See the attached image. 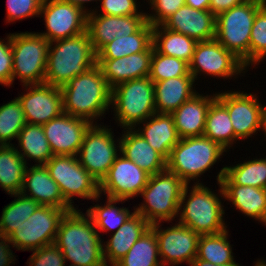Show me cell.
I'll return each instance as SVG.
<instances>
[{
    "label": "cell",
    "instance_id": "obj_26",
    "mask_svg": "<svg viewBox=\"0 0 266 266\" xmlns=\"http://www.w3.org/2000/svg\"><path fill=\"white\" fill-rule=\"evenodd\" d=\"M151 227V224L135 212L111 237L103 242V256L107 266H114L134 243Z\"/></svg>",
    "mask_w": 266,
    "mask_h": 266
},
{
    "label": "cell",
    "instance_id": "obj_51",
    "mask_svg": "<svg viewBox=\"0 0 266 266\" xmlns=\"http://www.w3.org/2000/svg\"><path fill=\"white\" fill-rule=\"evenodd\" d=\"M190 266H241L240 264L236 263V261L234 263H227V264H223V265H217V264H212L210 262L204 261L202 259H198V258H194L191 263Z\"/></svg>",
    "mask_w": 266,
    "mask_h": 266
},
{
    "label": "cell",
    "instance_id": "obj_43",
    "mask_svg": "<svg viewBox=\"0 0 266 266\" xmlns=\"http://www.w3.org/2000/svg\"><path fill=\"white\" fill-rule=\"evenodd\" d=\"M43 0H7L6 22L40 17Z\"/></svg>",
    "mask_w": 266,
    "mask_h": 266
},
{
    "label": "cell",
    "instance_id": "obj_8",
    "mask_svg": "<svg viewBox=\"0 0 266 266\" xmlns=\"http://www.w3.org/2000/svg\"><path fill=\"white\" fill-rule=\"evenodd\" d=\"M111 108L121 128L140 126L141 122L156 113L154 82L149 77H143L117 85L112 89Z\"/></svg>",
    "mask_w": 266,
    "mask_h": 266
},
{
    "label": "cell",
    "instance_id": "obj_24",
    "mask_svg": "<svg viewBox=\"0 0 266 266\" xmlns=\"http://www.w3.org/2000/svg\"><path fill=\"white\" fill-rule=\"evenodd\" d=\"M220 184L224 200L231 202L245 216L266 225V189L236 185L225 174Z\"/></svg>",
    "mask_w": 266,
    "mask_h": 266
},
{
    "label": "cell",
    "instance_id": "obj_27",
    "mask_svg": "<svg viewBox=\"0 0 266 266\" xmlns=\"http://www.w3.org/2000/svg\"><path fill=\"white\" fill-rule=\"evenodd\" d=\"M141 123L143 128L138 127L134 130L167 161L172 148L180 140L173 115L156 112Z\"/></svg>",
    "mask_w": 266,
    "mask_h": 266
},
{
    "label": "cell",
    "instance_id": "obj_35",
    "mask_svg": "<svg viewBox=\"0 0 266 266\" xmlns=\"http://www.w3.org/2000/svg\"><path fill=\"white\" fill-rule=\"evenodd\" d=\"M226 175L234 184L266 189V156L253 158L233 166H224L217 174V183Z\"/></svg>",
    "mask_w": 266,
    "mask_h": 266
},
{
    "label": "cell",
    "instance_id": "obj_38",
    "mask_svg": "<svg viewBox=\"0 0 266 266\" xmlns=\"http://www.w3.org/2000/svg\"><path fill=\"white\" fill-rule=\"evenodd\" d=\"M228 229L217 233L200 235L196 258L210 262L213 265L234 263L235 259L231 244L228 241Z\"/></svg>",
    "mask_w": 266,
    "mask_h": 266
},
{
    "label": "cell",
    "instance_id": "obj_33",
    "mask_svg": "<svg viewBox=\"0 0 266 266\" xmlns=\"http://www.w3.org/2000/svg\"><path fill=\"white\" fill-rule=\"evenodd\" d=\"M26 167L14 145H0V187L8 195L20 193Z\"/></svg>",
    "mask_w": 266,
    "mask_h": 266
},
{
    "label": "cell",
    "instance_id": "obj_37",
    "mask_svg": "<svg viewBox=\"0 0 266 266\" xmlns=\"http://www.w3.org/2000/svg\"><path fill=\"white\" fill-rule=\"evenodd\" d=\"M114 266H163L155 232L149 228Z\"/></svg>",
    "mask_w": 266,
    "mask_h": 266
},
{
    "label": "cell",
    "instance_id": "obj_41",
    "mask_svg": "<svg viewBox=\"0 0 266 266\" xmlns=\"http://www.w3.org/2000/svg\"><path fill=\"white\" fill-rule=\"evenodd\" d=\"M180 76H192L189 64L173 56L158 53L153 47L149 78L155 83Z\"/></svg>",
    "mask_w": 266,
    "mask_h": 266
},
{
    "label": "cell",
    "instance_id": "obj_23",
    "mask_svg": "<svg viewBox=\"0 0 266 266\" xmlns=\"http://www.w3.org/2000/svg\"><path fill=\"white\" fill-rule=\"evenodd\" d=\"M153 52H140L117 59H97L109 87L129 80L149 77Z\"/></svg>",
    "mask_w": 266,
    "mask_h": 266
},
{
    "label": "cell",
    "instance_id": "obj_45",
    "mask_svg": "<svg viewBox=\"0 0 266 266\" xmlns=\"http://www.w3.org/2000/svg\"><path fill=\"white\" fill-rule=\"evenodd\" d=\"M28 266H66L65 258L55 243L32 251Z\"/></svg>",
    "mask_w": 266,
    "mask_h": 266
},
{
    "label": "cell",
    "instance_id": "obj_50",
    "mask_svg": "<svg viewBox=\"0 0 266 266\" xmlns=\"http://www.w3.org/2000/svg\"><path fill=\"white\" fill-rule=\"evenodd\" d=\"M186 5L197 10H209L210 0H185Z\"/></svg>",
    "mask_w": 266,
    "mask_h": 266
},
{
    "label": "cell",
    "instance_id": "obj_29",
    "mask_svg": "<svg viewBox=\"0 0 266 266\" xmlns=\"http://www.w3.org/2000/svg\"><path fill=\"white\" fill-rule=\"evenodd\" d=\"M193 76H180L154 83L155 110L172 114L196 93ZM194 86V87H193ZM194 88V89H193Z\"/></svg>",
    "mask_w": 266,
    "mask_h": 266
},
{
    "label": "cell",
    "instance_id": "obj_1",
    "mask_svg": "<svg viewBox=\"0 0 266 266\" xmlns=\"http://www.w3.org/2000/svg\"><path fill=\"white\" fill-rule=\"evenodd\" d=\"M54 243L72 265L107 266L101 235L91 218L79 209L67 212L61 219Z\"/></svg>",
    "mask_w": 266,
    "mask_h": 266
},
{
    "label": "cell",
    "instance_id": "obj_4",
    "mask_svg": "<svg viewBox=\"0 0 266 266\" xmlns=\"http://www.w3.org/2000/svg\"><path fill=\"white\" fill-rule=\"evenodd\" d=\"M95 64L97 54L86 31L50 42L44 83L61 88Z\"/></svg>",
    "mask_w": 266,
    "mask_h": 266
},
{
    "label": "cell",
    "instance_id": "obj_18",
    "mask_svg": "<svg viewBox=\"0 0 266 266\" xmlns=\"http://www.w3.org/2000/svg\"><path fill=\"white\" fill-rule=\"evenodd\" d=\"M27 93L18 95L22 104L26 123L43 125L64 113L63 97L59 87L50 84H28Z\"/></svg>",
    "mask_w": 266,
    "mask_h": 266
},
{
    "label": "cell",
    "instance_id": "obj_48",
    "mask_svg": "<svg viewBox=\"0 0 266 266\" xmlns=\"http://www.w3.org/2000/svg\"><path fill=\"white\" fill-rule=\"evenodd\" d=\"M10 247L13 246L9 240V236L0 233V266H10V264H15L16 258Z\"/></svg>",
    "mask_w": 266,
    "mask_h": 266
},
{
    "label": "cell",
    "instance_id": "obj_13",
    "mask_svg": "<svg viewBox=\"0 0 266 266\" xmlns=\"http://www.w3.org/2000/svg\"><path fill=\"white\" fill-rule=\"evenodd\" d=\"M216 98L227 108L234 130L235 141L252 137L257 131H265L266 106L254 93L244 91L217 92Z\"/></svg>",
    "mask_w": 266,
    "mask_h": 266
},
{
    "label": "cell",
    "instance_id": "obj_12",
    "mask_svg": "<svg viewBox=\"0 0 266 266\" xmlns=\"http://www.w3.org/2000/svg\"><path fill=\"white\" fill-rule=\"evenodd\" d=\"M66 213L65 209L40 205L9 235L13 248L18 251H33L53 244L61 219Z\"/></svg>",
    "mask_w": 266,
    "mask_h": 266
},
{
    "label": "cell",
    "instance_id": "obj_11",
    "mask_svg": "<svg viewBox=\"0 0 266 266\" xmlns=\"http://www.w3.org/2000/svg\"><path fill=\"white\" fill-rule=\"evenodd\" d=\"M112 130L108 126L92 124L86 131L77 154L79 163L99 183L107 175L116 157L120 154V138L114 139ZM115 140H117L116 143L118 142L117 145Z\"/></svg>",
    "mask_w": 266,
    "mask_h": 266
},
{
    "label": "cell",
    "instance_id": "obj_42",
    "mask_svg": "<svg viewBox=\"0 0 266 266\" xmlns=\"http://www.w3.org/2000/svg\"><path fill=\"white\" fill-rule=\"evenodd\" d=\"M266 56V2L259 8L250 34V65H259Z\"/></svg>",
    "mask_w": 266,
    "mask_h": 266
},
{
    "label": "cell",
    "instance_id": "obj_40",
    "mask_svg": "<svg viewBox=\"0 0 266 266\" xmlns=\"http://www.w3.org/2000/svg\"><path fill=\"white\" fill-rule=\"evenodd\" d=\"M26 124L22 104L18 97L0 106V145H14L12 140Z\"/></svg>",
    "mask_w": 266,
    "mask_h": 266
},
{
    "label": "cell",
    "instance_id": "obj_49",
    "mask_svg": "<svg viewBox=\"0 0 266 266\" xmlns=\"http://www.w3.org/2000/svg\"><path fill=\"white\" fill-rule=\"evenodd\" d=\"M246 0H210L209 10L217 16L218 14L244 3Z\"/></svg>",
    "mask_w": 266,
    "mask_h": 266
},
{
    "label": "cell",
    "instance_id": "obj_39",
    "mask_svg": "<svg viewBox=\"0 0 266 266\" xmlns=\"http://www.w3.org/2000/svg\"><path fill=\"white\" fill-rule=\"evenodd\" d=\"M14 201L5 206L0 218V233L9 236L16 230L30 215L40 206V204L21 193L11 194Z\"/></svg>",
    "mask_w": 266,
    "mask_h": 266
},
{
    "label": "cell",
    "instance_id": "obj_10",
    "mask_svg": "<svg viewBox=\"0 0 266 266\" xmlns=\"http://www.w3.org/2000/svg\"><path fill=\"white\" fill-rule=\"evenodd\" d=\"M64 200L73 208L75 196L99 201V182L79 163L77 156L53 155L45 164ZM73 201V202H72Z\"/></svg>",
    "mask_w": 266,
    "mask_h": 266
},
{
    "label": "cell",
    "instance_id": "obj_47",
    "mask_svg": "<svg viewBox=\"0 0 266 266\" xmlns=\"http://www.w3.org/2000/svg\"><path fill=\"white\" fill-rule=\"evenodd\" d=\"M5 40L0 38V83L3 86L9 87L12 85L13 73V54L10 33L6 36Z\"/></svg>",
    "mask_w": 266,
    "mask_h": 266
},
{
    "label": "cell",
    "instance_id": "obj_52",
    "mask_svg": "<svg viewBox=\"0 0 266 266\" xmlns=\"http://www.w3.org/2000/svg\"><path fill=\"white\" fill-rule=\"evenodd\" d=\"M61 1L76 5L77 7L83 9L84 11H86L87 13H90L91 10L86 9V6H84V5H86L85 3H90L91 1L92 2L96 1V3H97V1L100 2V0H61Z\"/></svg>",
    "mask_w": 266,
    "mask_h": 266
},
{
    "label": "cell",
    "instance_id": "obj_14",
    "mask_svg": "<svg viewBox=\"0 0 266 266\" xmlns=\"http://www.w3.org/2000/svg\"><path fill=\"white\" fill-rule=\"evenodd\" d=\"M245 70L247 71V68L242 61L216 39L197 42L193 58L189 63V72L195 81L199 74V76L207 74V76L227 80V78L241 76V73L245 75Z\"/></svg>",
    "mask_w": 266,
    "mask_h": 266
},
{
    "label": "cell",
    "instance_id": "obj_6",
    "mask_svg": "<svg viewBox=\"0 0 266 266\" xmlns=\"http://www.w3.org/2000/svg\"><path fill=\"white\" fill-rule=\"evenodd\" d=\"M185 183L167 169L150 175L147 185L140 196L143 203L133 206L134 211L142 215L151 225L159 222H171L178 218L181 195Z\"/></svg>",
    "mask_w": 266,
    "mask_h": 266
},
{
    "label": "cell",
    "instance_id": "obj_31",
    "mask_svg": "<svg viewBox=\"0 0 266 266\" xmlns=\"http://www.w3.org/2000/svg\"><path fill=\"white\" fill-rule=\"evenodd\" d=\"M17 140L18 146L15 148L26 165L27 159L30 161L33 159L36 162L34 165H45L53 156L42 125L26 123L18 134Z\"/></svg>",
    "mask_w": 266,
    "mask_h": 266
},
{
    "label": "cell",
    "instance_id": "obj_7",
    "mask_svg": "<svg viewBox=\"0 0 266 266\" xmlns=\"http://www.w3.org/2000/svg\"><path fill=\"white\" fill-rule=\"evenodd\" d=\"M266 0H246L216 16L215 39L247 68L250 66V34L256 13Z\"/></svg>",
    "mask_w": 266,
    "mask_h": 266
},
{
    "label": "cell",
    "instance_id": "obj_2",
    "mask_svg": "<svg viewBox=\"0 0 266 266\" xmlns=\"http://www.w3.org/2000/svg\"><path fill=\"white\" fill-rule=\"evenodd\" d=\"M60 89L64 113L84 118L92 124H97L94 120H101L111 106L112 89L98 64L73 77Z\"/></svg>",
    "mask_w": 266,
    "mask_h": 266
},
{
    "label": "cell",
    "instance_id": "obj_32",
    "mask_svg": "<svg viewBox=\"0 0 266 266\" xmlns=\"http://www.w3.org/2000/svg\"><path fill=\"white\" fill-rule=\"evenodd\" d=\"M196 44L195 39L169 30L163 25L153 26V47L158 53L173 56L189 64Z\"/></svg>",
    "mask_w": 266,
    "mask_h": 266
},
{
    "label": "cell",
    "instance_id": "obj_22",
    "mask_svg": "<svg viewBox=\"0 0 266 266\" xmlns=\"http://www.w3.org/2000/svg\"><path fill=\"white\" fill-rule=\"evenodd\" d=\"M20 193L43 206L65 209L67 212L74 210L64 200L58 184L51 178L45 165H30V168L27 165Z\"/></svg>",
    "mask_w": 266,
    "mask_h": 266
},
{
    "label": "cell",
    "instance_id": "obj_28",
    "mask_svg": "<svg viewBox=\"0 0 266 266\" xmlns=\"http://www.w3.org/2000/svg\"><path fill=\"white\" fill-rule=\"evenodd\" d=\"M120 137V153L148 174L166 170V160L134 128H125Z\"/></svg>",
    "mask_w": 266,
    "mask_h": 266
},
{
    "label": "cell",
    "instance_id": "obj_3",
    "mask_svg": "<svg viewBox=\"0 0 266 266\" xmlns=\"http://www.w3.org/2000/svg\"><path fill=\"white\" fill-rule=\"evenodd\" d=\"M217 184L220 188L218 195L201 182L193 184L192 188L186 184L181 195L178 223L199 235L217 234L226 230L223 219L225 210L220 198H224V191L220 182Z\"/></svg>",
    "mask_w": 266,
    "mask_h": 266
},
{
    "label": "cell",
    "instance_id": "obj_36",
    "mask_svg": "<svg viewBox=\"0 0 266 266\" xmlns=\"http://www.w3.org/2000/svg\"><path fill=\"white\" fill-rule=\"evenodd\" d=\"M106 199V204L100 206L97 203L86 210V214L91 218L98 233L99 231L107 233L114 229L113 232H116L135 213V211L130 212L127 207L116 206V204L120 202L122 204L128 200L108 197Z\"/></svg>",
    "mask_w": 266,
    "mask_h": 266
},
{
    "label": "cell",
    "instance_id": "obj_54",
    "mask_svg": "<svg viewBox=\"0 0 266 266\" xmlns=\"http://www.w3.org/2000/svg\"><path fill=\"white\" fill-rule=\"evenodd\" d=\"M264 134L266 136V116H265V131H264Z\"/></svg>",
    "mask_w": 266,
    "mask_h": 266
},
{
    "label": "cell",
    "instance_id": "obj_16",
    "mask_svg": "<svg viewBox=\"0 0 266 266\" xmlns=\"http://www.w3.org/2000/svg\"><path fill=\"white\" fill-rule=\"evenodd\" d=\"M149 177L150 174L120 153L99 183V191L108 198L129 200L140 196Z\"/></svg>",
    "mask_w": 266,
    "mask_h": 266
},
{
    "label": "cell",
    "instance_id": "obj_20",
    "mask_svg": "<svg viewBox=\"0 0 266 266\" xmlns=\"http://www.w3.org/2000/svg\"><path fill=\"white\" fill-rule=\"evenodd\" d=\"M146 22V15L88 14L86 32L97 54L115 38L136 33Z\"/></svg>",
    "mask_w": 266,
    "mask_h": 266
},
{
    "label": "cell",
    "instance_id": "obj_9",
    "mask_svg": "<svg viewBox=\"0 0 266 266\" xmlns=\"http://www.w3.org/2000/svg\"><path fill=\"white\" fill-rule=\"evenodd\" d=\"M49 45L37 32L11 33L12 85L16 78L22 85L44 83Z\"/></svg>",
    "mask_w": 266,
    "mask_h": 266
},
{
    "label": "cell",
    "instance_id": "obj_21",
    "mask_svg": "<svg viewBox=\"0 0 266 266\" xmlns=\"http://www.w3.org/2000/svg\"><path fill=\"white\" fill-rule=\"evenodd\" d=\"M162 25L197 42L215 39L216 35V16L210 10H197L186 4Z\"/></svg>",
    "mask_w": 266,
    "mask_h": 266
},
{
    "label": "cell",
    "instance_id": "obj_25",
    "mask_svg": "<svg viewBox=\"0 0 266 266\" xmlns=\"http://www.w3.org/2000/svg\"><path fill=\"white\" fill-rule=\"evenodd\" d=\"M215 99L216 93L203 95L197 92L172 113L180 139L204 134L207 112Z\"/></svg>",
    "mask_w": 266,
    "mask_h": 266
},
{
    "label": "cell",
    "instance_id": "obj_15",
    "mask_svg": "<svg viewBox=\"0 0 266 266\" xmlns=\"http://www.w3.org/2000/svg\"><path fill=\"white\" fill-rule=\"evenodd\" d=\"M43 15V16H42ZM40 16L46 32H37L49 42L66 39L86 31L88 13L76 5L61 0H43Z\"/></svg>",
    "mask_w": 266,
    "mask_h": 266
},
{
    "label": "cell",
    "instance_id": "obj_19",
    "mask_svg": "<svg viewBox=\"0 0 266 266\" xmlns=\"http://www.w3.org/2000/svg\"><path fill=\"white\" fill-rule=\"evenodd\" d=\"M91 122L63 113L43 124L53 155L77 156Z\"/></svg>",
    "mask_w": 266,
    "mask_h": 266
},
{
    "label": "cell",
    "instance_id": "obj_5",
    "mask_svg": "<svg viewBox=\"0 0 266 266\" xmlns=\"http://www.w3.org/2000/svg\"><path fill=\"white\" fill-rule=\"evenodd\" d=\"M224 152L227 151L204 135L183 138L172 148L166 161V169L185 184H190L195 179L194 183L199 184L198 178L213 167Z\"/></svg>",
    "mask_w": 266,
    "mask_h": 266
},
{
    "label": "cell",
    "instance_id": "obj_34",
    "mask_svg": "<svg viewBox=\"0 0 266 266\" xmlns=\"http://www.w3.org/2000/svg\"><path fill=\"white\" fill-rule=\"evenodd\" d=\"M203 135L226 151L234 143V130L227 108L217 98L208 109Z\"/></svg>",
    "mask_w": 266,
    "mask_h": 266
},
{
    "label": "cell",
    "instance_id": "obj_46",
    "mask_svg": "<svg viewBox=\"0 0 266 266\" xmlns=\"http://www.w3.org/2000/svg\"><path fill=\"white\" fill-rule=\"evenodd\" d=\"M101 6L99 7L102 11L98 13L93 8L88 14H104L114 16H129V15H146L145 12L138 11L137 0H100ZM102 8V9H101Z\"/></svg>",
    "mask_w": 266,
    "mask_h": 266
},
{
    "label": "cell",
    "instance_id": "obj_44",
    "mask_svg": "<svg viewBox=\"0 0 266 266\" xmlns=\"http://www.w3.org/2000/svg\"><path fill=\"white\" fill-rule=\"evenodd\" d=\"M152 14L146 13V21L152 26L162 25L172 14L186 4L185 0H146Z\"/></svg>",
    "mask_w": 266,
    "mask_h": 266
},
{
    "label": "cell",
    "instance_id": "obj_30",
    "mask_svg": "<svg viewBox=\"0 0 266 266\" xmlns=\"http://www.w3.org/2000/svg\"><path fill=\"white\" fill-rule=\"evenodd\" d=\"M140 52H153V26L146 22L136 33L115 38L98 53L97 59H117Z\"/></svg>",
    "mask_w": 266,
    "mask_h": 266
},
{
    "label": "cell",
    "instance_id": "obj_17",
    "mask_svg": "<svg viewBox=\"0 0 266 266\" xmlns=\"http://www.w3.org/2000/svg\"><path fill=\"white\" fill-rule=\"evenodd\" d=\"M157 237L159 257L163 266H176L188 263L197 255L200 235L193 229L177 223L166 229L161 228V222L150 227Z\"/></svg>",
    "mask_w": 266,
    "mask_h": 266
},
{
    "label": "cell",
    "instance_id": "obj_53",
    "mask_svg": "<svg viewBox=\"0 0 266 266\" xmlns=\"http://www.w3.org/2000/svg\"><path fill=\"white\" fill-rule=\"evenodd\" d=\"M255 266H266V260H257Z\"/></svg>",
    "mask_w": 266,
    "mask_h": 266
}]
</instances>
